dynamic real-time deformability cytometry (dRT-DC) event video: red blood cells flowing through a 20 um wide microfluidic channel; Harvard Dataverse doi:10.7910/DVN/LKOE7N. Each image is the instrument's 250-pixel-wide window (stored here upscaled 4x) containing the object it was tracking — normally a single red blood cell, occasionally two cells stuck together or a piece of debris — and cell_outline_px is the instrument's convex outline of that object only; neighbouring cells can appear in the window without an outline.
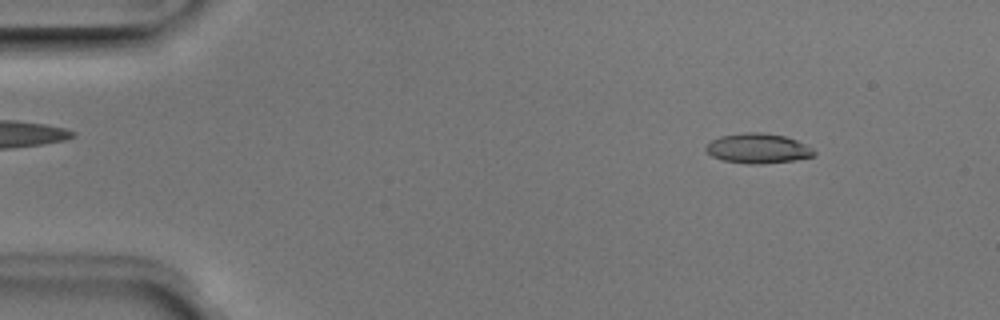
{"species": "Egyptian fruit bat (a non-hibernating species)", "species_latin": "Rousettus aegyptiacus", "temperature_condition": "room temperature", "stored_images_in_passage": 51, "camera_frame_rate_fps": 3000, "um_per_image_px": 0.085, "animal": {"sex": "male"}, "frame": {"image": 1, "passage_image": 6, "time_ms": 1.667, "image_size_px": [1000, 320], "cell_outline_px": [[816, 152], [812, 156], [792, 160], [752, 164], [748, 164], [724, 160], [712, 156], [704, 148], [712, 140], [720, 136], [744, 132], [760, 132], [784, 136], [796, 140], [812, 148]], "centroid_in_image_um": [64.39, 12.6], "position_along_channel_um": 20.6, "area_um2": 18.44}}
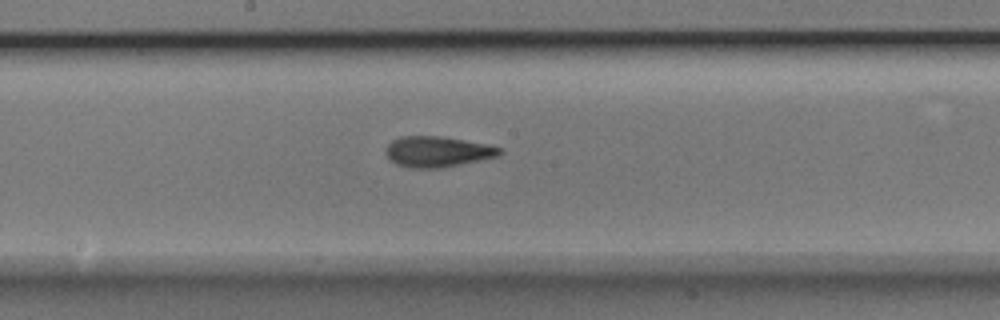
{"frame": {"image": 2, "passage_image": 27, "time_ms": 8.667, "image_size_px": [1000, 320], "cell_outline_px": [[504, 152], [496, 156], [480, 160], [444, 168], [408, 168], [396, 164], [384, 152], [384, 148], [392, 140], [400, 136], [440, 136], [464, 140], [504, 148]], "centroid_in_image_um": [37.16, 12.89], "position_along_channel_um": 211.0, "area_um2": 20.46}}
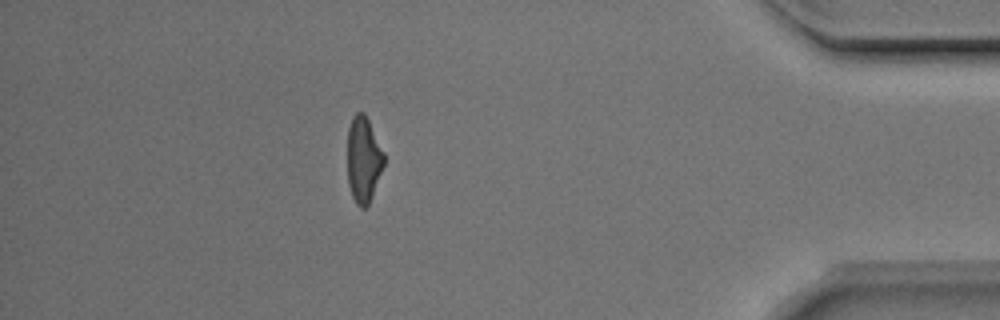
{"frame": {"image": 3, "passage_image": 45, "time_ms": 14.667, "image_size_px": [1000, 320], "cell_outline_px": [[384, 164], [368, 204], [364, 208], [360, 208], [356, 204], [352, 196], [348, 184], [348, 128], [352, 116], [356, 112], [364, 112], [384, 152]], "centroid_in_image_um": [30.88, 13.54], "position_along_channel_um": 404.3, "area_um2": 18.09}, "authors_computed_cell_mechanics": {"area_um2": 19.1318, "velocity_mm_per_s": 3.9676, "shape_relaxation_time_tau1_ms": 3.786, "shape_relaxation_time_tau2_ms": 1.9802, "deformation_change_tau1": 0.1768, "deformation_change_tau2": 0.0909}}